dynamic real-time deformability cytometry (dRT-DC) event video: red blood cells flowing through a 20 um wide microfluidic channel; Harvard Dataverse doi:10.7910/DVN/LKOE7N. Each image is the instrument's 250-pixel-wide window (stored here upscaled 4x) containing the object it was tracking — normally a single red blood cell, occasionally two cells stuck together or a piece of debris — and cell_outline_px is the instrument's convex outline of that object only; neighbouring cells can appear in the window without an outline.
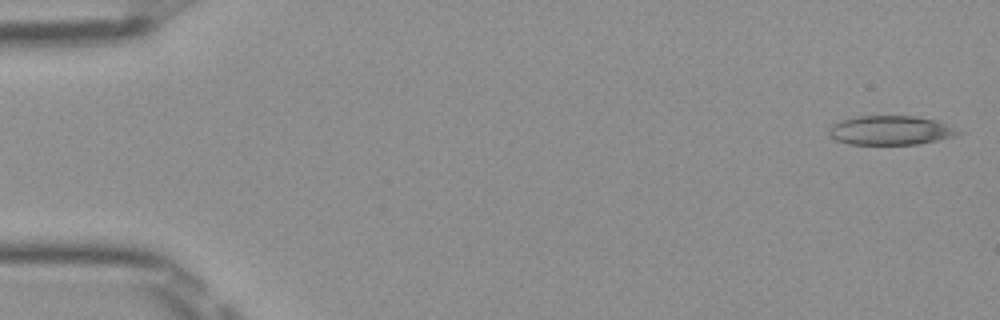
{"species": "Egyptian fruit bat (a non-hibernating species)", "species_latin": "Rousettus aegyptiacus", "temperature_condition": "room temperature", "stored_images_in_passage": 51, "camera_frame_rate_fps": 3000, "um_per_image_px": 0.085, "frame": {"image": 1, "passage_image": 1, "time_ms": 0.0, "image_size_px": [1000, 320], "cell_outline_px": [[964, 132], [952, 136], [936, 140], [916, 144], [852, 144], [836, 140], [828, 132], [832, 124], [840, 120], [856, 116], [916, 116], [936, 120]], "centroid_in_image_um": [75.68, 11.06], "position_along_channel_um": 9.3, "area_um2": 21.73}}
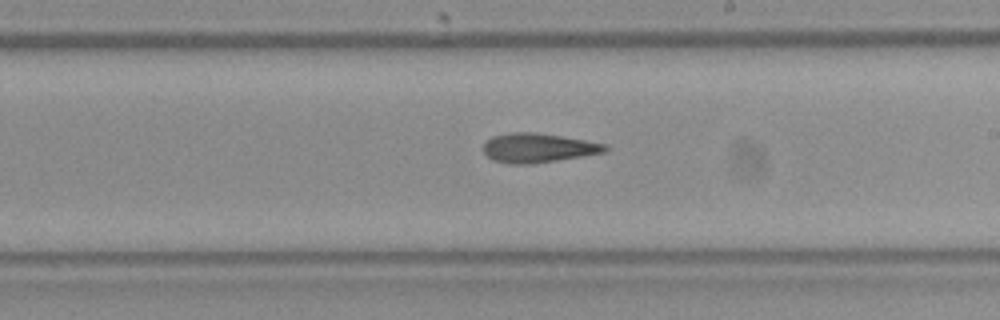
{"frame": {"image": 2, "passage_image": 29, "time_ms": 9.333, "image_size_px": [1000, 320], "cell_outline_px": [[612, 148], [604, 152], [532, 164], [512, 164], [492, 160], [484, 152], [484, 144], [492, 136], [512, 132], [536, 132], [608, 144]], "centroid_in_image_um": [45.75, 12.57], "position_along_channel_um": 243.2, "area_um2": 20.63}}
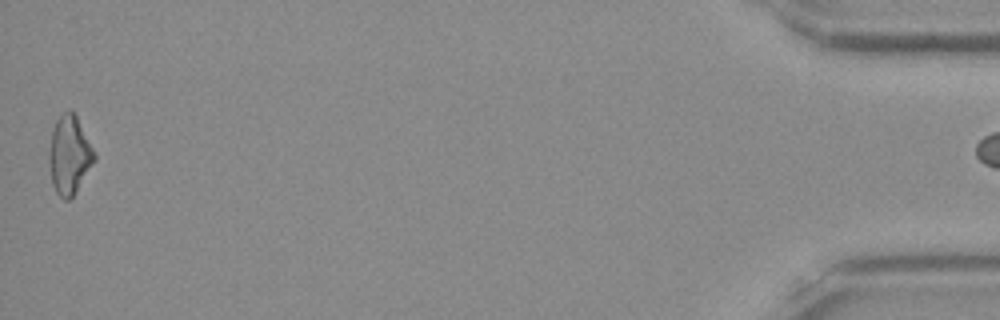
{"frame": {"image": 3, "passage_image": 50, "time_ms": 16.333, "image_size_px": [1000, 320], "cell_outline_px": [[96, 160], [76, 192], [68, 200], [64, 200], [56, 192], [52, 184], [48, 164], [48, 152], [52, 132], [56, 120], [68, 108], [72, 108], [96, 156]], "centroid_in_image_um": [5.88, 13.19], "position_along_channel_um": 429.3, "area_um2": 20.69}}